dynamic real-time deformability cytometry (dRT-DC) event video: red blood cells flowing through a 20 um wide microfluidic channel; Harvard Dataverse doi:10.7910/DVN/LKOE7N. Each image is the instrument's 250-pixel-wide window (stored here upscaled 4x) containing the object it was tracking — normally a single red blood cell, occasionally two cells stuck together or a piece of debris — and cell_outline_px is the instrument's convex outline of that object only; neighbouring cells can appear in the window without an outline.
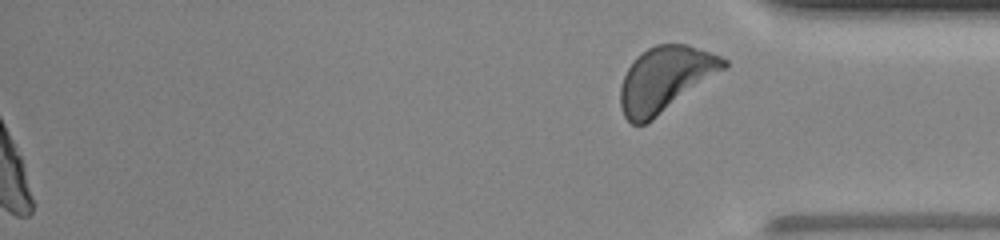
{"species": "human", "species_latin": "Homo sapiens", "temperature_condition": "room temperature", "stored_images_in_passage": 49, "segment_of_instrument_passage": [2, 2], "camera_frame_rate_fps": 3000, "um_per_image_px": 0.085, "donor": {"sex": "male"}, "frame": {"image": 1, "passage_image": 49, "time_ms": 16.0, "image_size_px": [1000, 240], "cell_outline_px": [[728, 64], [724, 68], [652, 120], [644, 124], [632, 124], [624, 116], [620, 108], [620, 88], [624, 76], [628, 68], [636, 56], [648, 48], [656, 44], [688, 44], [720, 56], [728, 60]], "centroid_in_image_um": [56.5, 6.71], "position_along_channel_um": 378.7, "area_um2": 38.49}}